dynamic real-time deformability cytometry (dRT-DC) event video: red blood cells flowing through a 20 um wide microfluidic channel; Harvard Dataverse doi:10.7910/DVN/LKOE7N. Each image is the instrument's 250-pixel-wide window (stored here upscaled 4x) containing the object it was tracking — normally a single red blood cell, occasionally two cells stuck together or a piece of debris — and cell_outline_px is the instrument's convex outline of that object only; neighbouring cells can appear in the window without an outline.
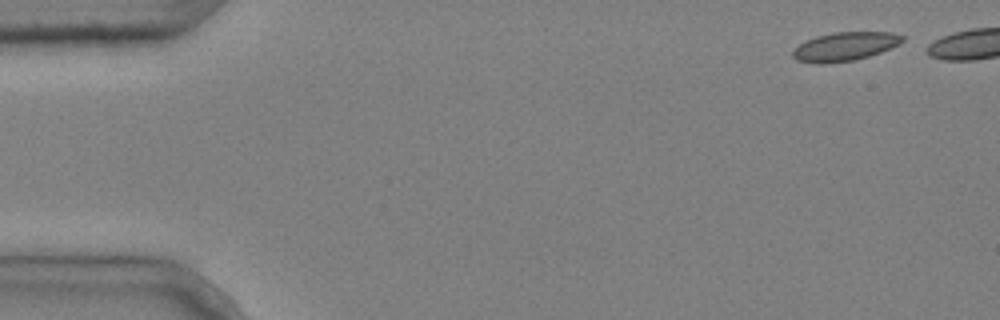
{"species": "common noctule bat (a hibernating species)", "species_latin": "Nyctalus noctula", "temperature_condition": "cold", "stored_images_in_passage": 12, "camera_frame_rate_fps": 3000, "um_per_image_px": 0.085, "animal": {"sex": "male", "body_mass_g": 20.4}, "frame": {"image": 1, "passage_image": 1, "time_ms": 0.0, "image_size_px": [1000, 320], "cell_outline_px": [[904, 40], [880, 52], [868, 56], [852, 60], [820, 64], [796, 60], [792, 56], [792, 52], [804, 40], [816, 36], [832, 32], [892, 32], [904, 36]], "centroid_in_image_um": [71.77, 3.94], "position_along_channel_um": 13.2, "area_um2": 18.09}}
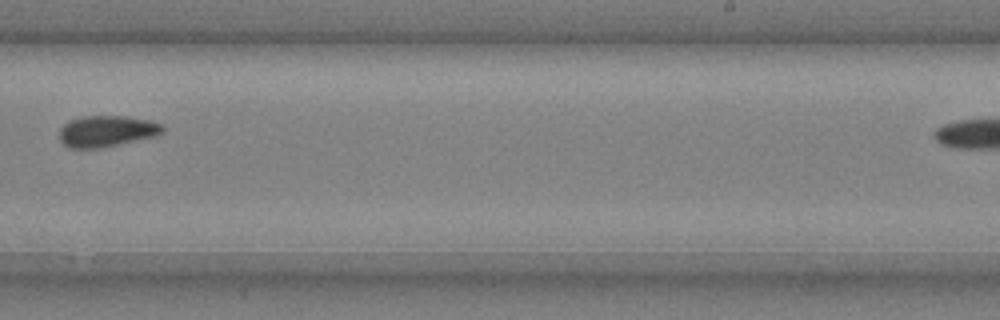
{"frame": {"image": 2, "passage_image": 9, "time_ms": 2.667, "image_size_px": [1000, 320], "cell_outline_px": [[164, 132], [156, 136], [100, 148], [68, 148], [60, 140], [60, 128], [68, 120], [80, 116], [124, 116], [148, 120], [160, 124], [164, 128]], "centroid_in_image_um": [9.04, 11.15], "position_along_channel_um": 280.0, "area_um2": 18.79}}
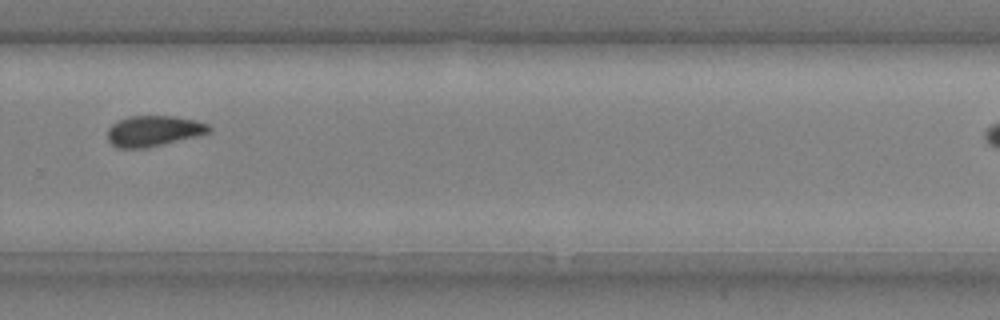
{"frame": {"image": 3, "passage_image": 10, "time_ms": 3.0, "image_size_px": [1000, 320], "cell_outline_px": [[212, 132], [200, 136], [148, 148], [120, 148], [112, 144], [108, 140], [108, 128], [112, 124], [128, 116], [176, 116], [196, 120], [208, 124], [212, 128]], "centroid_in_image_um": [13.12, 11.14], "position_along_channel_um": 316.7, "area_um2": 18.44}}